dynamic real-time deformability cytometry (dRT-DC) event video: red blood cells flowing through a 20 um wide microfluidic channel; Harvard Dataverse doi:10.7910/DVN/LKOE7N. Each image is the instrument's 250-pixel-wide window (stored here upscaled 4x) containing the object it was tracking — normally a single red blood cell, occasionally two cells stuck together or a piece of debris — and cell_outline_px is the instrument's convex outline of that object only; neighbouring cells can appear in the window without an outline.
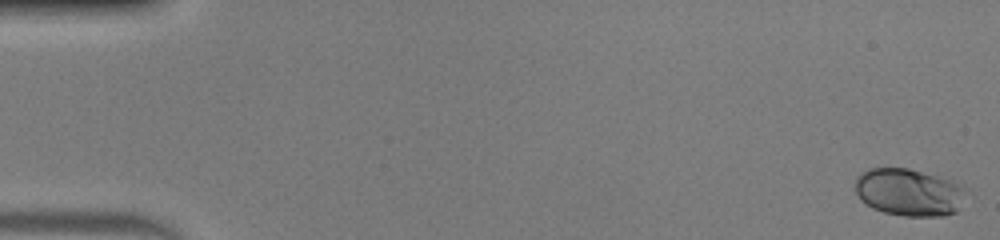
{"species": "human", "species_latin": "Homo sapiens", "temperature_condition": "warm", "stored_images_in_passage": 51, "camera_frame_rate_fps": 3000, "um_per_image_px": 0.085, "donor": {"sex": "male"}, "frame": {"image": 1, "passage_image": 1, "time_ms": 0.0, "image_size_px": [1000, 240], "cell_outline_px": [[964, 188], [956, 212], [944, 216], [904, 216], [884, 212], [872, 208], [864, 204], [860, 200], [856, 192], [856, 176], [860, 172], [868, 168], [908, 168], [936, 176], [948, 180]], "centroid_in_image_um": [77.15, 16.34], "position_along_channel_um": 7.9, "area_um2": 30.17}}
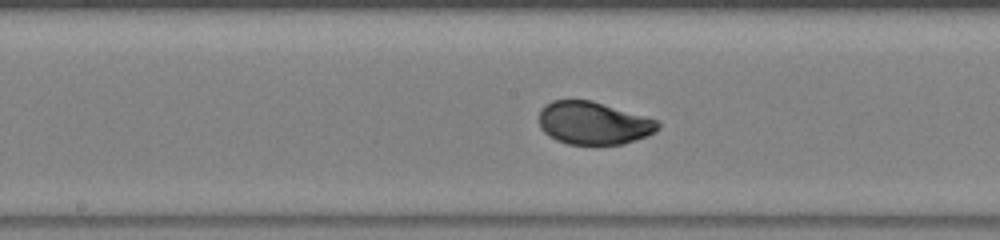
{"frame": {"image": 2, "passage_image": 27, "time_ms": 8.667, "image_size_px": [1000, 240], "cell_outline_px": [[660, 128], [656, 132], [648, 136], [624, 144], [568, 144], [556, 140], [548, 136], [540, 128], [540, 108], [544, 104], [552, 100], [592, 100], [656, 120], [660, 124]], "centroid_in_image_um": [50.43, 10.47], "position_along_channel_um": 197.8, "area_um2": 29.71}}
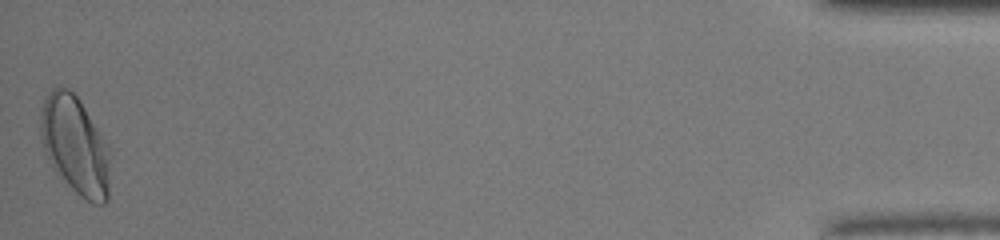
{"frame": {"image": 3, "passage_image": 51, "time_ms": 16.667, "image_size_px": [1000, 240], "cell_outline_px": [[108, 200], [104, 204], [92, 204], [80, 196], [52, 168], [44, 152], [40, 140], [40, 108], [48, 92], [56, 84], [60, 84], [68, 88], [80, 100], [104, 140], [108, 156]], "centroid_in_image_um": [6.32, 12.31], "position_along_channel_um": 428.9, "area_um2": 39.65}, "authors_computed_cell_mechanics": {"area_um2": 30.056, "velocity_mm_per_s": 4.0648, "shape_relaxation_time_tau1_ms": 3.1475, "shape_relaxation_time_tau2_ms": null, "deformation_change_tau1": 0.1566, "deformation_change_tau2": null}}